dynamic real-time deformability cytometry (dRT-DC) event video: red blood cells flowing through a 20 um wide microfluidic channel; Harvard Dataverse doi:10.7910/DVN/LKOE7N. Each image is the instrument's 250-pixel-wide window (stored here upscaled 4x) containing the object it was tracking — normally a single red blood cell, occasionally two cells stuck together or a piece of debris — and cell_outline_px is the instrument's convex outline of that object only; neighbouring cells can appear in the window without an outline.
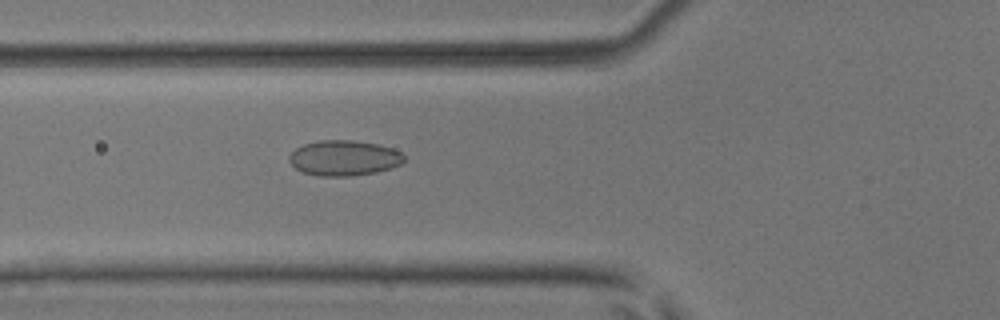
{"species": "common noctule bat (a hibernating species)", "species_latin": "Nyctalus noctula", "temperature_condition": "room temperature", "stored_images_in_passage": 46, "camera_frame_rate_fps": 3000, "um_per_image_px": 0.085, "animal": {"sex": "male", "body_mass_g": 17.9, "forearm_length_mm": 54.2}, "frame": {"image": 1, "passage_image": 20, "time_ms": 6.333, "image_size_px": [1000, 320], "cell_outline_px": [[404, 160], [400, 164], [392, 168], [376, 172], [352, 176], [316, 176], [304, 172], [296, 168], [288, 160], [288, 156], [296, 148], [304, 144], [320, 140], [352, 140], [376, 144], [392, 148], [400, 152], [404, 156]], "centroid_in_image_um": [29.23, 13.43], "position_along_channel_um": 96.6, "area_um2": 23.64}}
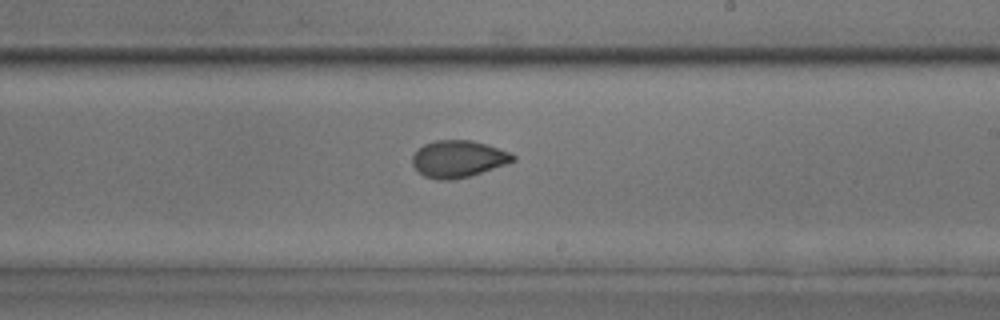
{"frame": {"image": 2, "passage_image": 32, "time_ms": 10.333, "image_size_px": [1000, 320], "cell_outline_px": [[516, 160], [468, 176], [452, 180], [436, 180], [424, 176], [412, 164], [412, 156], [424, 144], [436, 140], [472, 140], [512, 152], [516, 156]], "centroid_in_image_um": [38.95, 13.5], "position_along_channel_um": 250.1, "area_um2": 21.44}}
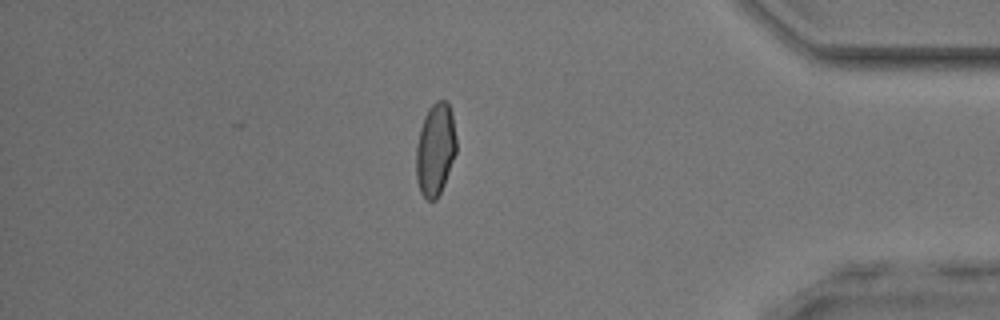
{"frame": {"image": 3, "passage_image": 46, "time_ms": 15.0, "image_size_px": [1000, 320], "cell_outline_px": [[456, 152], [444, 184], [436, 200], [428, 200], [420, 192], [416, 180], [416, 144], [420, 128], [424, 116], [428, 108], [436, 100], [444, 100], [448, 104], [452, 112], [456, 136]], "centroid_in_image_um": [36.99, 12.68], "position_along_channel_um": 398.2, "area_um2": 21.79}, "authors_computed_cell_mechanics": {"area_um2": 22.4553, "velocity_mm_per_s": 3.845, "shape_relaxation_time_tau1_ms": null, "shape_relaxation_time_tau2_ms": 1.3902, "deformation_change_tau1": null, "deformation_change_tau2": 0.0436}}